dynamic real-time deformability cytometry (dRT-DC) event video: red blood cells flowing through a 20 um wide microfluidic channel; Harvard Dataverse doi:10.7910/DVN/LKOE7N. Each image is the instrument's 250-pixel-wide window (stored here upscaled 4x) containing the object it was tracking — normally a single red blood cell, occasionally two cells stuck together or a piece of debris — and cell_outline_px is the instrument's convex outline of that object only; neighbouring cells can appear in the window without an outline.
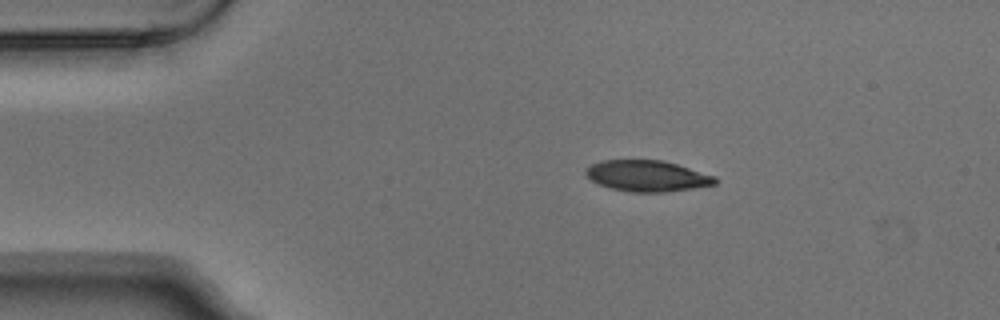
{"species": "Egyptian fruit bat (a non-hibernating species)", "species_latin": "Rousettus aegyptiacus", "temperature_condition": "warm", "stored_images_in_passage": 6, "camera_frame_rate_fps": 3000, "um_per_image_px": 0.085, "animal": {"sex": "male"}, "frame": {"image": 1, "passage_image": 2, "time_ms": 0.333, "image_size_px": [1000, 320], "cell_outline_px": [[716, 184], [692, 188], [664, 192], [632, 192], [612, 188], [600, 184], [584, 176], [584, 172], [592, 164], [600, 160], [664, 160], [716, 176]], "centroid_in_image_um": [55.0, 14.94], "position_along_channel_um": 30.0, "area_um2": 23.29}}
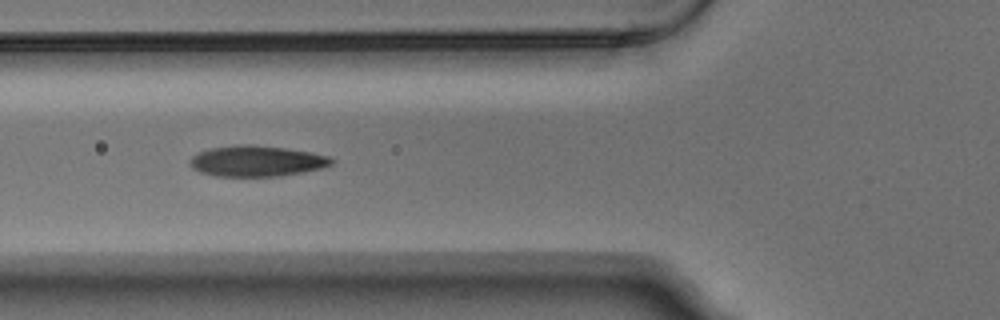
{"frame": {"image": 2, "passage_image": 5, "time_ms": 1.333, "image_size_px": [1000, 320], "cell_outline_px": [[336, 160], [332, 164], [320, 168], [304, 172], [276, 176], [216, 176], [200, 172], [192, 168], [188, 164], [188, 160], [192, 156], [208, 148], [236, 144], [252, 144], [284, 148], [312, 152], [328, 156]], "centroid_in_image_um": [21.79, 13.68], "position_along_channel_um": 104.0, "area_um2": 25.61}}
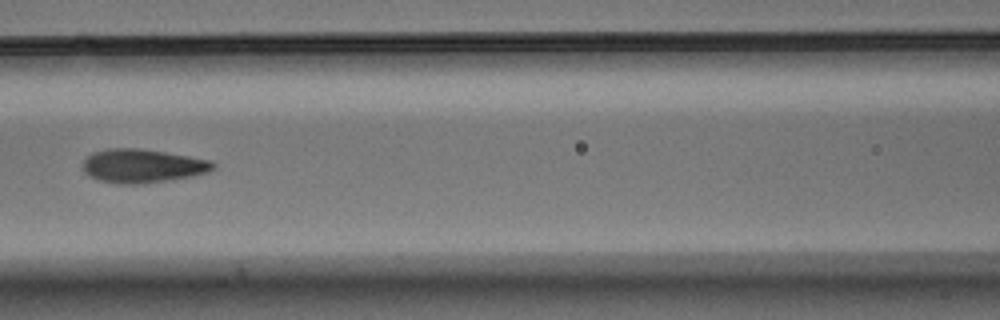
{"frame": {"image": 3, "passage_image": 6, "time_ms": 1.667, "image_size_px": [1000, 320], "cell_outline_px": [[216, 168], [208, 172], [192, 176], [172, 180], [144, 184], [120, 184], [100, 180], [88, 176], [84, 172], [84, 160], [92, 152], [108, 148], [140, 148], [212, 160], [216, 164]], "centroid_in_image_um": [12.14, 14.11], "position_along_channel_um": 154.5, "area_um2": 25.78}}